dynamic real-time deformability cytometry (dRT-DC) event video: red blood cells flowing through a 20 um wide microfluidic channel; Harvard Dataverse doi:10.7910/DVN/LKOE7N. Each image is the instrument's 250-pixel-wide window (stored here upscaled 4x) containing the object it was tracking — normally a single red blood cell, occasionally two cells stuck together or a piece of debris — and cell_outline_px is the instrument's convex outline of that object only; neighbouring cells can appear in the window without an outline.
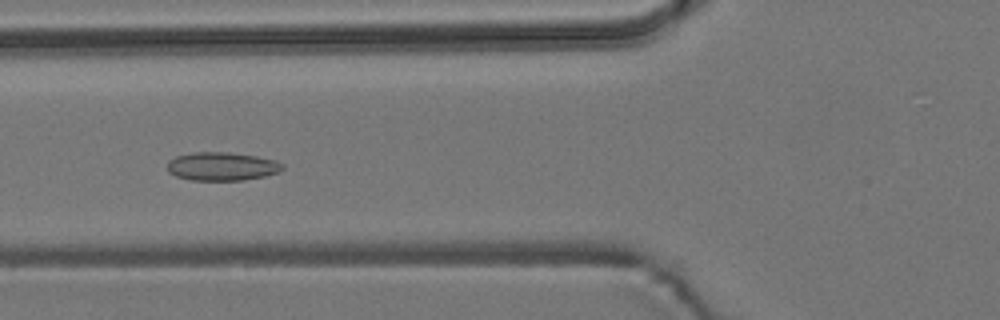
{"species": "common noctule bat (a hibernating species)", "species_latin": "Nyctalus noctula", "temperature_condition": "room temperature", "stored_images_in_passage": 32, "camera_frame_rate_fps": 3000, "um_per_image_px": 0.085, "animal": {"sex": "male", "body_mass_g": 19.2, "forearm_length_mm": 51.8}, "frame": {"image": 1, "passage_image": 10, "time_ms": 3.0, "image_size_px": [1000, 320], "cell_outline_px": [[284, 168], [276, 172], [264, 176], [244, 180], [192, 180], [176, 176], [168, 172], [168, 160], [176, 156], [192, 152], [228, 152], [256, 156], [276, 160], [284, 164]], "centroid_in_image_um": [18.85, 14.13], "position_along_channel_um": 106.9, "area_um2": 19.07}}
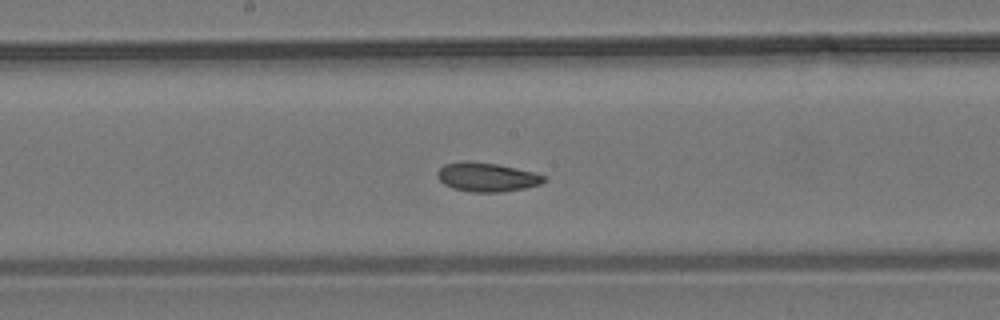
{"frame": {"image": 2, "passage_image": 18, "time_ms": 5.667, "image_size_px": [1000, 320], "cell_outline_px": [[544, 180], [540, 184], [524, 188], [500, 192], [472, 192], [452, 188], [444, 184], [436, 176], [436, 172], [444, 164], [464, 160], [468, 160], [496, 164], [532, 172], [544, 176]], "centroid_in_image_um": [41.3, 15.05], "position_along_channel_um": 206.9, "area_um2": 17.86}}
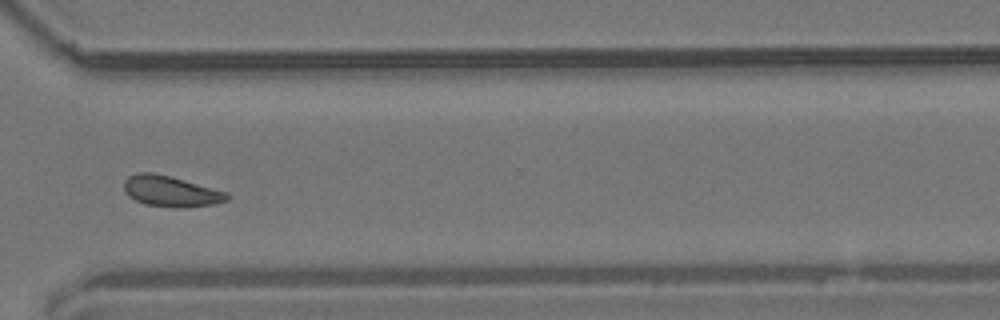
{"frame": {"image": 3, "passage_image": 30, "time_ms": 9.667, "image_size_px": [1000, 320], "cell_outline_px": [[228, 200], [216, 204], [176, 208], [172, 208], [144, 204], [128, 196], [124, 192], [124, 180], [128, 176], [136, 172], [152, 172], [168, 176], [228, 192]], "centroid_in_image_um": [14.48, 16.26], "position_along_channel_um": 356.1, "area_um2": 18.5}, "authors_computed_cell_mechanics": {"area_um2": 18.0336, "velocity_mm_per_s": 3.734, "shape_relaxation_time_tau1_ms": 9.1932, "shape_relaxation_time_tau2_ms": 4.6675, "deformation_change_tau1": 0.0994, "deformation_change_tau2": 0.0767}}